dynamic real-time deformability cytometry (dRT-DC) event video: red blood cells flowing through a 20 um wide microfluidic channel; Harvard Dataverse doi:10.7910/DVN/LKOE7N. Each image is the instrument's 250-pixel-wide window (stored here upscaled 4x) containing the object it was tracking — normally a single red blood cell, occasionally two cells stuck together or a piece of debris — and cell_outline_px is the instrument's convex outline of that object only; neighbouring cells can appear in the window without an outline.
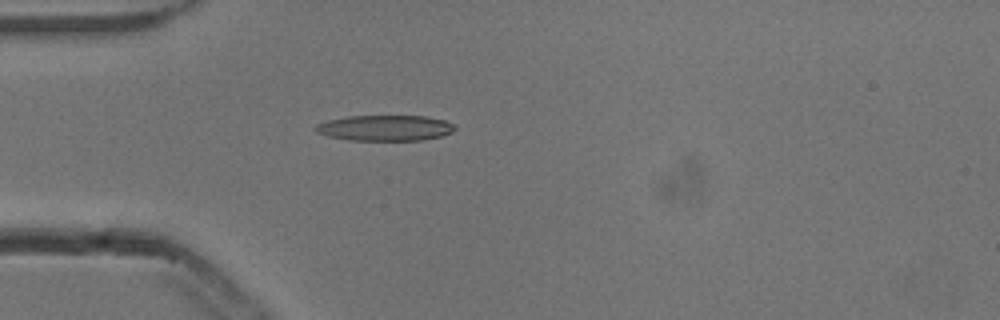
{"species": "common noctule bat (a hibernating species)", "species_latin": "Nyctalus noctula", "temperature_condition": "cold", "stored_images_in_passage": 39, "camera_frame_rate_fps": 3000, "um_per_image_px": 0.085, "animal": {"sex": "male", "body_mass_g": 13.3}, "frame": {"image": 1, "passage_image": 1, "time_ms": 0.0, "image_size_px": [1000, 320], "cell_outline_px": [[456, 128], [452, 132], [440, 136], [420, 140], [348, 140], [328, 136], [316, 132], [312, 128], [316, 124], [328, 120], [348, 116], [424, 116], [444, 120], [452, 124]], "centroid_in_image_um": [32.68, 10.87], "position_along_channel_um": 52.3, "area_um2": 20.75}}
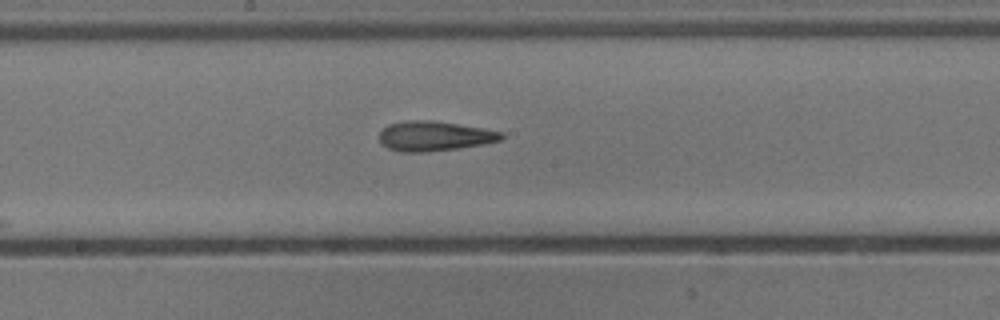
{"frame": {"image": 2, "passage_image": 14, "time_ms": 4.333, "image_size_px": [1000, 320], "cell_outline_px": [[504, 136], [500, 140], [480, 144], [456, 148], [424, 152], [400, 152], [388, 148], [380, 144], [380, 132], [388, 124], [404, 120], [432, 120], [484, 128], [504, 132]], "centroid_in_image_um": [36.89, 11.55], "position_along_channel_um": 211.3, "area_um2": 21.15}}
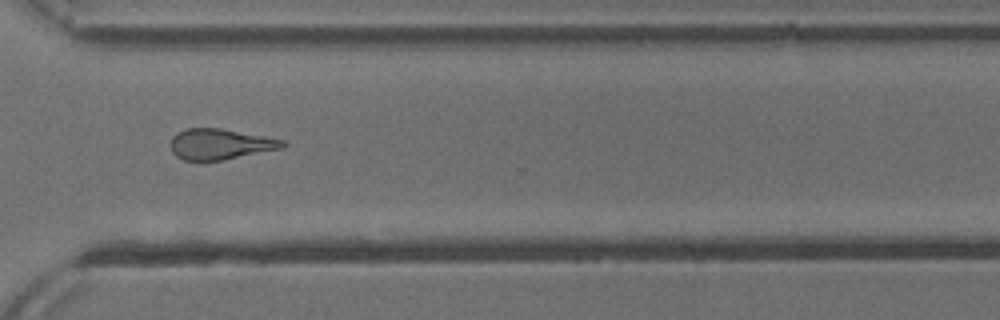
{"frame": {"image": 3, "passage_image": 25, "time_ms": 8.0, "image_size_px": [1000, 320], "cell_outline_px": [[288, 144], [284, 148], [224, 160], [184, 160], [176, 156], [172, 152], [172, 136], [176, 132], [188, 128], [220, 128], [264, 136], [284, 140]], "centroid_in_image_um": [18.75, 12.25], "position_along_channel_um": 351.9, "area_um2": 20.06}, "authors_computed_cell_mechanics": {"area_um2": 20.6346, "velocity_mm_per_s": 3.8474, "shape_relaxation_time_tau1_ms": 5.4066, "shape_relaxation_time_tau2_ms": 4.2569, "deformation_change_tau1": 0.189, "deformation_change_tau2": 0.1491}}